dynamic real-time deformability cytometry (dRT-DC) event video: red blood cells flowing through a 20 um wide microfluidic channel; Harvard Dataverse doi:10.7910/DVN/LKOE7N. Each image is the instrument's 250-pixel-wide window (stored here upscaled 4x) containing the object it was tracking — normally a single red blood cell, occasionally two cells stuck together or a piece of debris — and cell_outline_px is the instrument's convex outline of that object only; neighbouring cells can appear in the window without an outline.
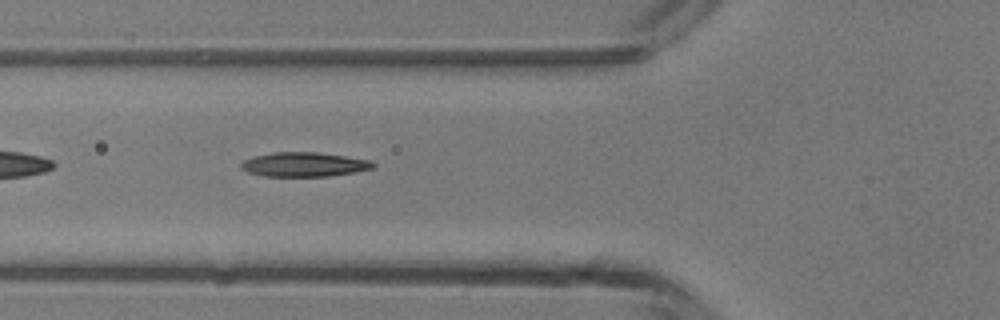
{"species": "common noctule bat (a hibernating species)", "species_latin": "Nyctalus noctula", "temperature_condition": "room temperature", "stored_images_in_passage": 32, "camera_frame_rate_fps": 3000, "um_per_image_px": 0.085, "animal": {"sex": "male", "body_mass_g": 13.3}, "frame": {"image": 1, "passage_image": 3, "time_ms": 0.667, "image_size_px": [1000, 320], "cell_outline_px": [[376, 168], [356, 172], [328, 176], [264, 176], [248, 172], [240, 168], [240, 164], [244, 160], [252, 156], [272, 152], [320, 152], [372, 160], [376, 164]], "centroid_in_image_um": [25.88, 13.97], "position_along_channel_um": 99.9, "area_um2": 19.02}}
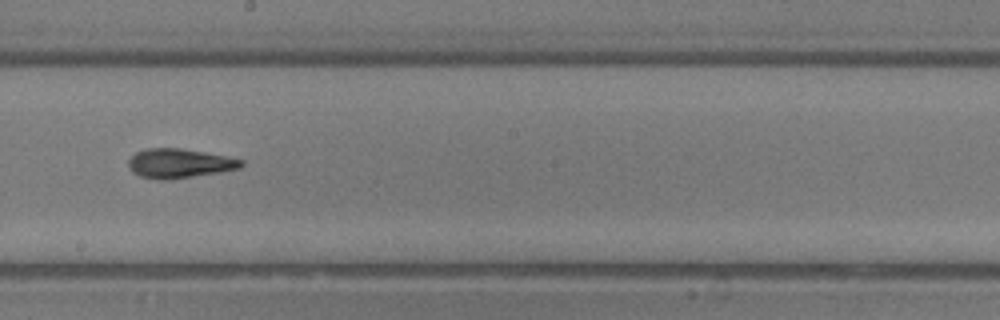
{"frame": {"image": 2, "passage_image": 12, "time_ms": 3.667, "image_size_px": [1000, 320], "cell_outline_px": [[244, 164], [240, 168], [220, 172], [164, 180], [160, 180], [140, 176], [132, 172], [128, 164], [128, 160], [136, 152], [144, 148], [180, 148], [204, 152], [244, 160]], "centroid_in_image_um": [15.22, 13.88], "position_along_channel_um": 233.0, "area_um2": 19.13}}
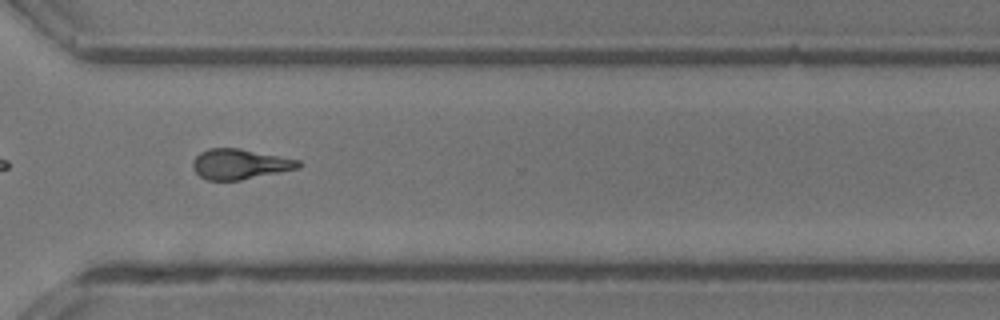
{"frame": {"image": 3, "passage_image": 20, "time_ms": 6.333, "image_size_px": [1000, 320], "cell_outline_px": [[300, 168], [240, 180], [208, 180], [200, 176], [192, 168], [192, 160], [200, 152], [208, 148], [240, 148], [300, 160]], "centroid_in_image_um": [20.36, 13.94], "position_along_channel_um": 350.2, "area_um2": 18.61}, "authors_computed_cell_mechanics": {"area_um2": 18.3226, "velocity_mm_per_s": 4.4194, "shape_relaxation_time_tau1_ms": 4.745, "shape_relaxation_time_tau2_ms": 2.4927, "deformation_change_tau1": 0.1821, "deformation_change_tau2": 0.1147}}